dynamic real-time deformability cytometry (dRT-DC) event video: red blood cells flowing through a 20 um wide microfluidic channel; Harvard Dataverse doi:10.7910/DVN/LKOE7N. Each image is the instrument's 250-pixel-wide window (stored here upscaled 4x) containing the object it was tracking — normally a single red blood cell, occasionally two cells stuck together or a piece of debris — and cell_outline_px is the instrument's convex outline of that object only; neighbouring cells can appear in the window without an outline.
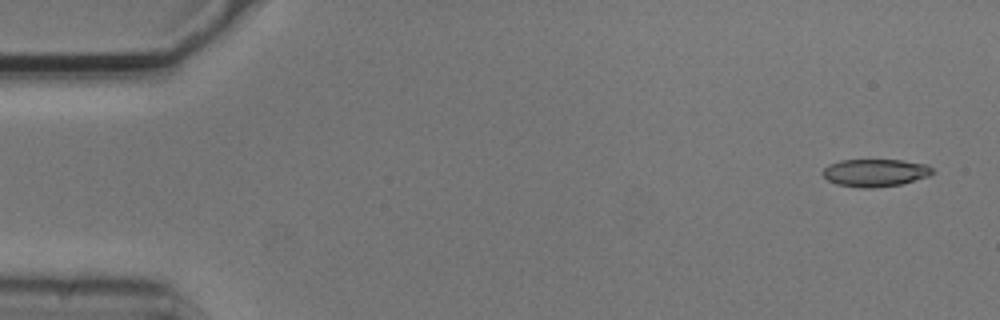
{"species": "common noctule bat (a hibernating species)", "species_latin": "Nyctalus noctula", "temperature_condition": "cold", "stored_images_in_passage": 5, "camera_frame_rate_fps": 3000, "um_per_image_px": 0.085, "animal": {"sex": "male", "body_mass_g": 20.5, "forearm_length_mm": 52.5}, "frame": {"image": 1, "passage_image": 1, "time_ms": 0.0, "image_size_px": [1000, 320], "cell_outline_px": [[936, 172], [928, 176], [900, 184], [872, 188], [860, 188], [836, 184], [828, 180], [820, 172], [828, 164], [840, 160], [900, 160], [928, 164]], "centroid_in_image_um": [74.37, 14.68], "position_along_channel_um": 10.6, "area_um2": 17.74}}
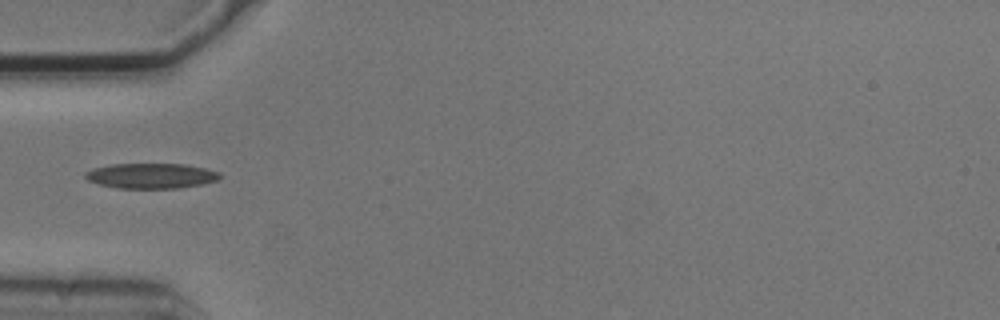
{"frame": {"image": 2, "passage_image": 5, "time_ms": 1.333, "image_size_px": [1000, 320], "cell_outline_px": [[224, 176], [216, 180], [204, 184], [180, 188], [120, 188], [100, 184], [88, 180], [84, 176], [84, 172], [96, 168], [112, 164], [184, 164], [204, 168], [220, 172]], "centroid_in_image_um": [12.9, 14.94], "position_along_channel_um": 72.1, "area_um2": 19.71}}